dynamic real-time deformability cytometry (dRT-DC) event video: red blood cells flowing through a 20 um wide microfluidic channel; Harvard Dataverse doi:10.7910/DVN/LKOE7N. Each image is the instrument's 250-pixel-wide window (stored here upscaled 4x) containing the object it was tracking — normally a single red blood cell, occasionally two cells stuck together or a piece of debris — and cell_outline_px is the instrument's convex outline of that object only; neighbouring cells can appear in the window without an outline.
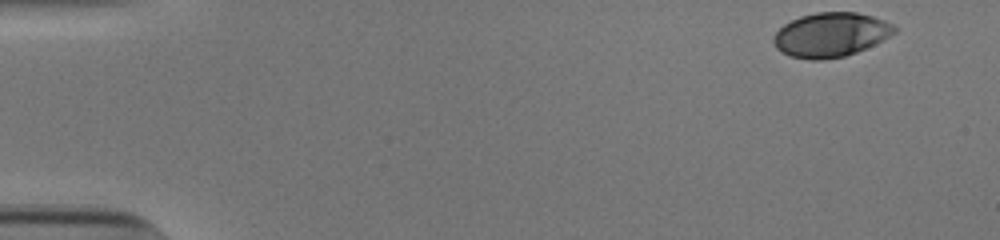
{"species": "human", "species_latin": "Homo sapiens", "temperature_condition": "cold", "stored_images_in_passage": 42, "camera_frame_rate_fps": 3000, "um_per_image_px": 0.085, "donor": {"sex": "male"}, "frame": {"image": 1, "passage_image": 1, "time_ms": 0.0, "image_size_px": [1000, 240], "cell_outline_px": [[896, 32], [856, 52], [844, 56], [820, 60], [812, 60], [788, 56], [776, 48], [772, 40], [776, 32], [784, 24], [800, 16], [816, 12], [856, 12], [872, 16], [884, 20], [892, 24], [896, 28]], "centroid_in_image_um": [70.57, 2.95], "position_along_channel_um": 14.4, "area_um2": 30.92}}
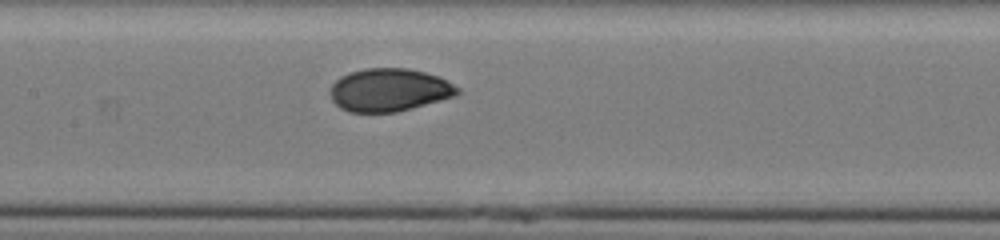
{"frame": {"image": 2, "passage_image": 24, "time_ms": 7.667, "image_size_px": [1000, 240], "cell_outline_px": [[460, 92], [456, 96], [412, 108], [396, 112], [348, 112], [340, 108], [332, 100], [328, 92], [332, 84], [340, 76], [348, 72], [364, 68], [408, 68], [440, 76], [460, 88]], "centroid_in_image_um": [33.07, 7.64], "position_along_channel_um": 174.3, "area_um2": 32.19}}
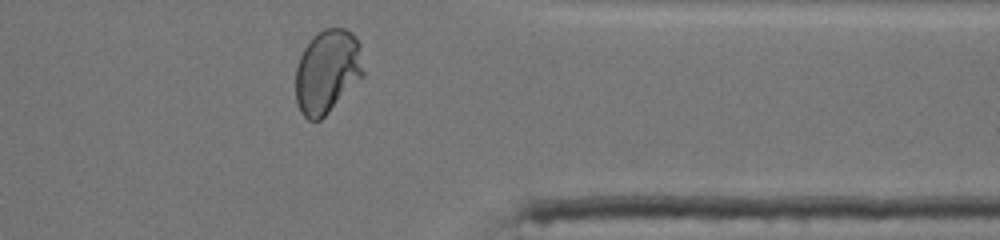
{"frame": {"image": 3, "passage_image": 41, "time_ms": 13.333, "image_size_px": [1000, 240], "cell_outline_px": [[364, 76], [320, 120], [308, 120], [300, 112], [296, 100], [296, 68], [300, 56], [304, 48], [312, 36], [316, 32], [324, 28], [344, 28], [352, 32], [360, 44], [364, 72]], "centroid_in_image_um": [27.82, 6.05], "position_along_channel_um": 383.6, "area_um2": 33.23}, "authors_computed_cell_mechanics": {"area_um2": 31.5877, "velocity_mm_per_s": 3.8376, "shape_relaxation_time_tau1_ms": 6.1406, "shape_relaxation_time_tau2_ms": null, "deformation_change_tau1": 0.1742, "deformation_change_tau2": null}}